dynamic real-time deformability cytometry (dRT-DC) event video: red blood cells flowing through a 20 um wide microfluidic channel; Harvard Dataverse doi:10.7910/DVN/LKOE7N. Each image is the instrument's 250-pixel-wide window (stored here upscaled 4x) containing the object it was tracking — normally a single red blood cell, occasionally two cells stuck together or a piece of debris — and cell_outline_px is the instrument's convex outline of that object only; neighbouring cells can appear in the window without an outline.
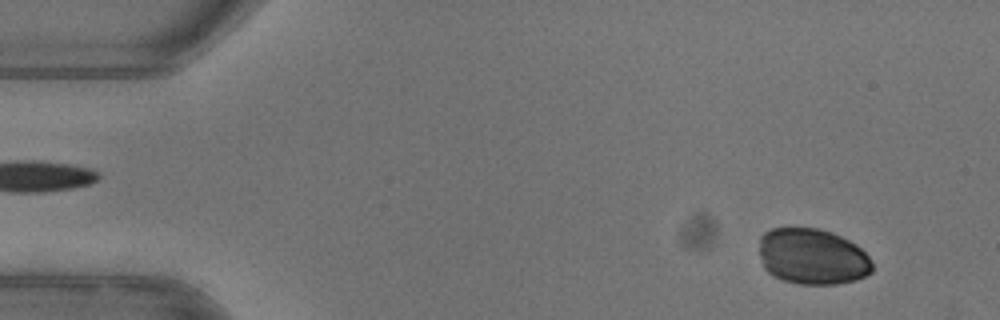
{"species": "common noctule bat (a hibernating species)", "species_latin": "Nyctalus noctula", "temperature_condition": "warm", "stored_images_in_passage": 7, "camera_frame_rate_fps": 3000, "um_per_image_px": 0.085, "animal": {"sex": "female"}, "frame": {"image": 1, "passage_image": 4, "time_ms": 1.0, "image_size_px": [1000, 320], "cell_outline_px": [[872, 272], [856, 280], [836, 284], [800, 284], [784, 280], [768, 272], [764, 268], [760, 256], [760, 236], [764, 232], [772, 228], [816, 228], [832, 232], [856, 244], [868, 256], [872, 264]], "centroid_in_image_um": [69.05, 21.8], "position_along_channel_um": 16.0, "area_um2": 36.82}}